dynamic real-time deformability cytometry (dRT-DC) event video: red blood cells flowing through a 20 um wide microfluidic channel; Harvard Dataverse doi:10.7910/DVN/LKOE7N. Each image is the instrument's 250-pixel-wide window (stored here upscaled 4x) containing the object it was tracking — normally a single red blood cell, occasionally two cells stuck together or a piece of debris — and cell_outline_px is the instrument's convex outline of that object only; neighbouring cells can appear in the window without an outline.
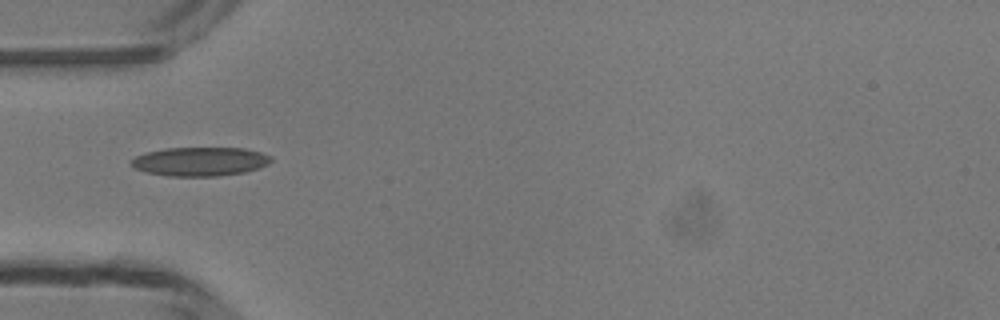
{"species": "common noctule bat (a hibernating species)", "species_latin": "Nyctalus noctula", "temperature_condition": "room temperature", "stored_images_in_passage": 37, "camera_frame_rate_fps": 3000, "um_per_image_px": 0.085, "animal": {"sex": "male", "body_mass_g": 13.3}, "frame": {"image": 1, "passage_image": 4, "time_ms": 1.0, "image_size_px": [1000, 320], "cell_outline_px": [[272, 160], [268, 164], [260, 168], [244, 172], [216, 176], [168, 176], [148, 172], [132, 168], [128, 160], [136, 156], [148, 152], [164, 148], [244, 148], [260, 152], [272, 156]], "centroid_in_image_um": [16.99, 13.73], "position_along_channel_um": 68.0, "area_um2": 23.64}}
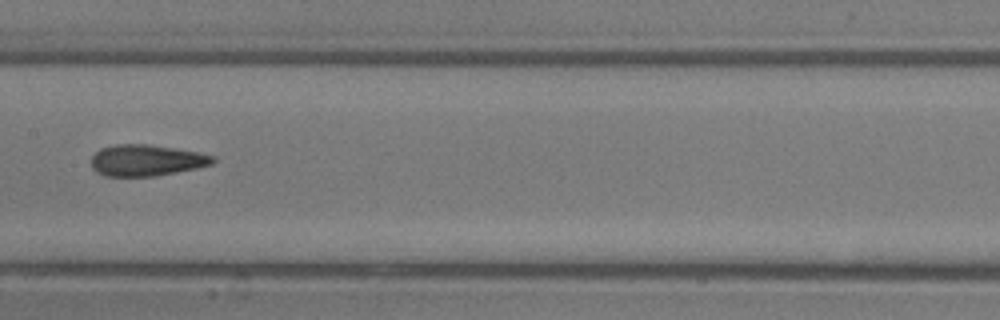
{"frame": {"image": 2, "passage_image": 13, "time_ms": 4.0, "image_size_px": [1000, 320], "cell_outline_px": [[216, 160], [212, 164], [196, 168], [156, 176], [104, 176], [96, 172], [92, 168], [92, 156], [100, 148], [116, 144], [148, 144], [176, 148], [216, 156]], "centroid_in_image_um": [12.44, 13.62], "position_along_channel_um": 195.0, "area_um2": 22.25}}
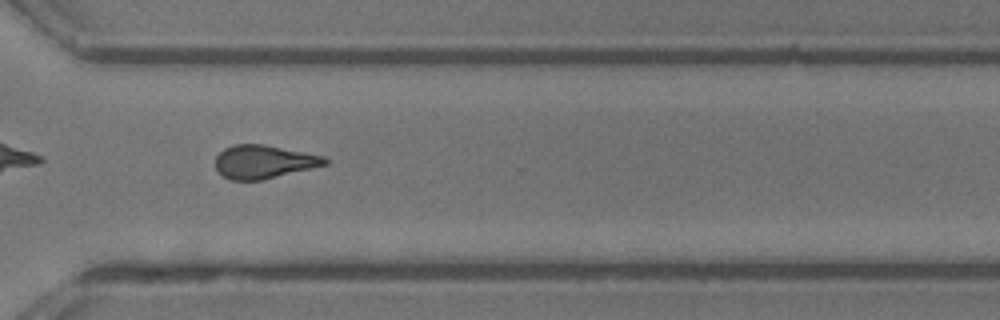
{"frame": {"image": 3, "passage_image": 24, "time_ms": 7.667, "image_size_px": [1000, 320], "cell_outline_px": [[328, 164], [264, 180], [232, 180], [224, 176], [216, 168], [216, 156], [224, 148], [232, 144], [264, 144], [324, 156], [328, 160]], "centroid_in_image_um": [22.42, 13.75], "position_along_channel_um": 348.2, "area_um2": 21.27}, "authors_computed_cell_mechanics": {"area_um2": 21.5594, "velocity_mm_per_s": 4.1986, "shape_relaxation_time_tau1_ms": 9.7017, "shape_relaxation_time_tau2_ms": 2.7545, "deformation_change_tau1": 0.2219, "deformation_change_tau2": 0.1092}}